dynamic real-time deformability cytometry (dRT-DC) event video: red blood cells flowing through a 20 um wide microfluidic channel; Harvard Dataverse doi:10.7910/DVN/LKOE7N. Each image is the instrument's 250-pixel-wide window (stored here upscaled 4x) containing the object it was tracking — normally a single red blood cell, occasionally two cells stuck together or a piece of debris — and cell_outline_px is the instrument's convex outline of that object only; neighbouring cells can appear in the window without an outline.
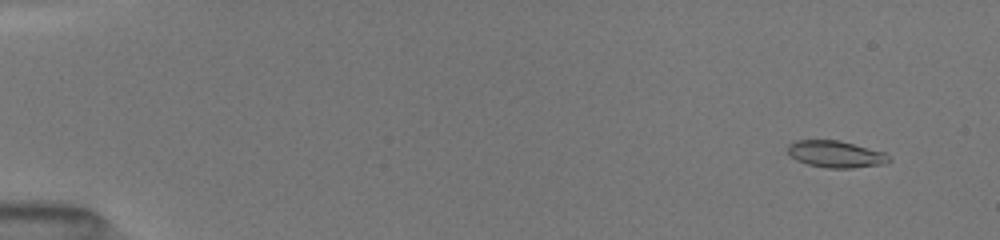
{"species": "common noctule bat (a hibernating species)", "species_latin": "Nyctalus noctula", "temperature_condition": "room temperature", "stored_images_in_passage": 7, "camera_frame_rate_fps": 3000, "um_per_image_px": 0.085, "animal": {"sex": "female", "body_mass_g": 19.5, "forearm_length_mm": 54.1}, "frame": {"image": 1, "passage_image": 2, "time_ms": 0.667, "image_size_px": [1000, 240], "cell_outline_px": [[892, 160], [884, 164], [852, 168], [828, 168], [808, 164], [796, 160], [788, 156], [788, 144], [796, 140], [840, 140], [884, 152]], "centroid_in_image_um": [71.02, 13.1], "position_along_channel_um": 14.0, "area_um2": 15.9}}
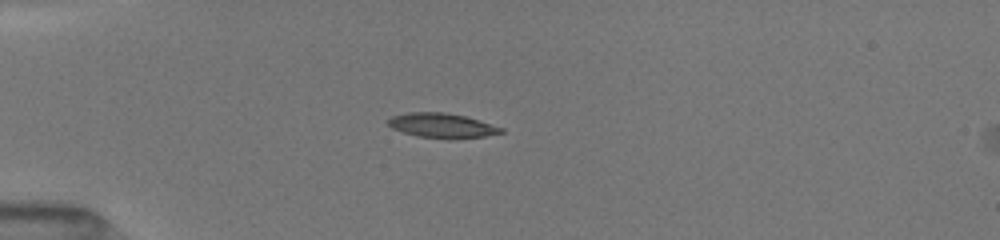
{"frame": {"image": 2, "passage_image": 6, "time_ms": 4.333, "image_size_px": [1000, 240], "cell_outline_px": [[504, 132], [484, 136], [452, 140], [416, 136], [392, 128], [388, 124], [388, 120], [392, 116], [408, 112], [444, 112], [464, 116], [504, 128]], "centroid_in_image_um": [37.57, 10.68], "position_along_channel_um": 47.4, "area_um2": 16.24}}